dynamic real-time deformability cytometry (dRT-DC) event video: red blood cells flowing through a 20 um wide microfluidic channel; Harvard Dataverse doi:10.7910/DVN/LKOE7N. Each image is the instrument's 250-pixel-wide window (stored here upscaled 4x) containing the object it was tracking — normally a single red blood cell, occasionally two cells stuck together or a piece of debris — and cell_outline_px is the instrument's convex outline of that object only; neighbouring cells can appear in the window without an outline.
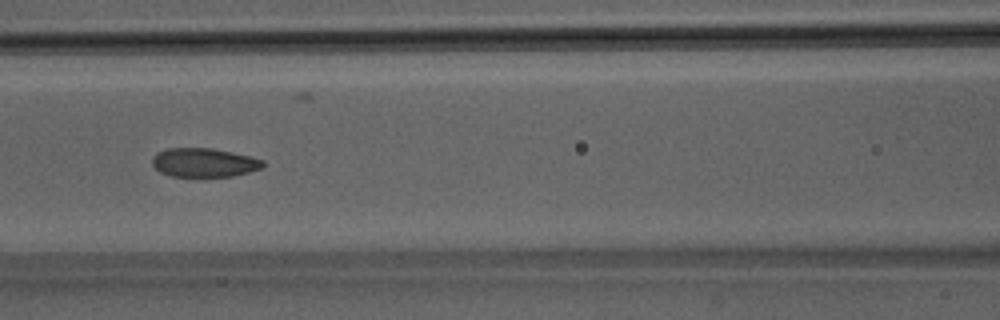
{"species": "Egyptian fruit bat (a non-hibernating species)", "species_latin": "Rousettus aegyptiacus", "temperature_condition": "room temperature", "stored_images_in_passage": 51, "camera_frame_rate_fps": 3000, "um_per_image_px": 0.085, "animal": {"sex": "male"}, "frame": {"image": 1, "passage_image": 22, "time_ms": 7.0, "image_size_px": [1000, 320], "cell_outline_px": [[264, 164], [260, 168], [248, 172], [232, 176], [172, 176], [160, 172], [152, 164], [152, 160], [160, 152], [168, 148], [212, 148], [232, 152], [264, 160]], "centroid_in_image_um": [17.35, 13.81], "position_along_channel_um": 149.2, "area_um2": 18.26}}
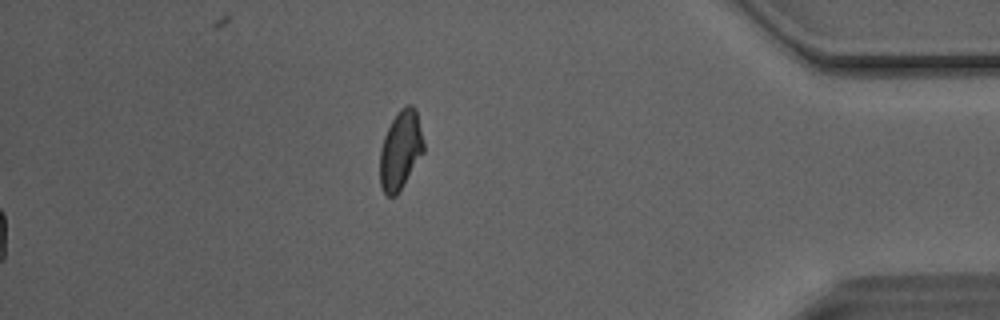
{"frame": {"image": 2, "passage_image": 51, "time_ms": 16.667, "image_size_px": [1000, 320], "cell_outline_px": [[424, 152], [396, 196], [388, 196], [384, 192], [380, 184], [380, 148], [384, 136], [396, 112], [400, 108], [408, 104], [412, 104], [416, 108], [424, 144]], "centroid_in_image_um": [34.04, 12.73], "position_along_channel_um": 401.2, "area_um2": 20.06}, "authors_computed_cell_mechanics": {"area_um2": 19.363, "velocity_mm_per_s": 4.1116, "shape_relaxation_time_tau1_ms": 4.3633, "shape_relaxation_time_tau2_ms": 1.438, "deformation_change_tau1": 0.1171, "deformation_change_tau2": 0.0634}}